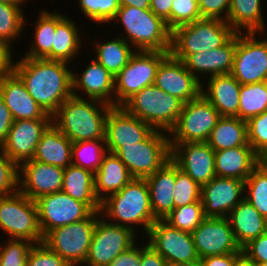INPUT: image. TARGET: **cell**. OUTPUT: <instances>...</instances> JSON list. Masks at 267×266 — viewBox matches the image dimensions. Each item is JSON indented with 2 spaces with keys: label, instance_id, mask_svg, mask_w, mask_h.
<instances>
[{
  "label": "cell",
  "instance_id": "e575fe53",
  "mask_svg": "<svg viewBox=\"0 0 267 266\" xmlns=\"http://www.w3.org/2000/svg\"><path fill=\"white\" fill-rule=\"evenodd\" d=\"M214 150L251 146L247 140V123L238 117L221 116L207 141Z\"/></svg>",
  "mask_w": 267,
  "mask_h": 266
},
{
  "label": "cell",
  "instance_id": "1f68e13d",
  "mask_svg": "<svg viewBox=\"0 0 267 266\" xmlns=\"http://www.w3.org/2000/svg\"><path fill=\"white\" fill-rule=\"evenodd\" d=\"M61 191L85 203L93 212H100L101 202L95 194V177L92 171L74 164L67 166Z\"/></svg>",
  "mask_w": 267,
  "mask_h": 266
},
{
  "label": "cell",
  "instance_id": "d6986e66",
  "mask_svg": "<svg viewBox=\"0 0 267 266\" xmlns=\"http://www.w3.org/2000/svg\"><path fill=\"white\" fill-rule=\"evenodd\" d=\"M154 84L184 104L198 98L202 91V83L186 69L183 61L170 53L160 62Z\"/></svg>",
  "mask_w": 267,
  "mask_h": 266
},
{
  "label": "cell",
  "instance_id": "9a60e30c",
  "mask_svg": "<svg viewBox=\"0 0 267 266\" xmlns=\"http://www.w3.org/2000/svg\"><path fill=\"white\" fill-rule=\"evenodd\" d=\"M148 245L158 252L167 263L199 262L192 234L174 228L164 220H156L146 235Z\"/></svg>",
  "mask_w": 267,
  "mask_h": 266
},
{
  "label": "cell",
  "instance_id": "c3c4849f",
  "mask_svg": "<svg viewBox=\"0 0 267 266\" xmlns=\"http://www.w3.org/2000/svg\"><path fill=\"white\" fill-rule=\"evenodd\" d=\"M19 167L0 148V196L18 191Z\"/></svg>",
  "mask_w": 267,
  "mask_h": 266
},
{
  "label": "cell",
  "instance_id": "be15d7a7",
  "mask_svg": "<svg viewBox=\"0 0 267 266\" xmlns=\"http://www.w3.org/2000/svg\"><path fill=\"white\" fill-rule=\"evenodd\" d=\"M29 0H0V2H4V3H12L15 5H23L24 3H26Z\"/></svg>",
  "mask_w": 267,
  "mask_h": 266
},
{
  "label": "cell",
  "instance_id": "ab89813d",
  "mask_svg": "<svg viewBox=\"0 0 267 266\" xmlns=\"http://www.w3.org/2000/svg\"><path fill=\"white\" fill-rule=\"evenodd\" d=\"M245 193L244 199L267 219V167L262 162L245 180Z\"/></svg>",
  "mask_w": 267,
  "mask_h": 266
},
{
  "label": "cell",
  "instance_id": "b9f144b4",
  "mask_svg": "<svg viewBox=\"0 0 267 266\" xmlns=\"http://www.w3.org/2000/svg\"><path fill=\"white\" fill-rule=\"evenodd\" d=\"M202 201L174 208L163 220L170 226L192 233L205 219Z\"/></svg>",
  "mask_w": 267,
  "mask_h": 266
},
{
  "label": "cell",
  "instance_id": "4316f807",
  "mask_svg": "<svg viewBox=\"0 0 267 266\" xmlns=\"http://www.w3.org/2000/svg\"><path fill=\"white\" fill-rule=\"evenodd\" d=\"M204 83L201 95L213 105L220 116L238 117L241 84L231 74L212 76L206 80V85Z\"/></svg>",
  "mask_w": 267,
  "mask_h": 266
},
{
  "label": "cell",
  "instance_id": "03108f58",
  "mask_svg": "<svg viewBox=\"0 0 267 266\" xmlns=\"http://www.w3.org/2000/svg\"><path fill=\"white\" fill-rule=\"evenodd\" d=\"M257 266H267V262H265V263H260V264H257Z\"/></svg>",
  "mask_w": 267,
  "mask_h": 266
},
{
  "label": "cell",
  "instance_id": "7402d4cb",
  "mask_svg": "<svg viewBox=\"0 0 267 266\" xmlns=\"http://www.w3.org/2000/svg\"><path fill=\"white\" fill-rule=\"evenodd\" d=\"M51 123L52 119L13 121L7 140L0 148L19 167L32 160L43 132Z\"/></svg>",
  "mask_w": 267,
  "mask_h": 266
},
{
  "label": "cell",
  "instance_id": "cb8c5ba5",
  "mask_svg": "<svg viewBox=\"0 0 267 266\" xmlns=\"http://www.w3.org/2000/svg\"><path fill=\"white\" fill-rule=\"evenodd\" d=\"M235 49L236 33L224 45L209 51L206 50L204 52L190 54L183 62L186 69L203 83L205 77L200 76H204L205 74L206 77L208 76L207 78L216 75L230 74L233 67Z\"/></svg>",
  "mask_w": 267,
  "mask_h": 266
},
{
  "label": "cell",
  "instance_id": "74e56055",
  "mask_svg": "<svg viewBox=\"0 0 267 266\" xmlns=\"http://www.w3.org/2000/svg\"><path fill=\"white\" fill-rule=\"evenodd\" d=\"M265 110H267V81L241 85L238 118L247 121Z\"/></svg>",
  "mask_w": 267,
  "mask_h": 266
},
{
  "label": "cell",
  "instance_id": "f546056e",
  "mask_svg": "<svg viewBox=\"0 0 267 266\" xmlns=\"http://www.w3.org/2000/svg\"><path fill=\"white\" fill-rule=\"evenodd\" d=\"M94 177L95 194L100 202L109 195L119 192L133 179L118 156L108 151L104 154L101 165L94 173Z\"/></svg>",
  "mask_w": 267,
  "mask_h": 266
},
{
  "label": "cell",
  "instance_id": "52a82bcc",
  "mask_svg": "<svg viewBox=\"0 0 267 266\" xmlns=\"http://www.w3.org/2000/svg\"><path fill=\"white\" fill-rule=\"evenodd\" d=\"M163 132L154 129L138 145H123L115 152L133 178H146L171 159L170 137Z\"/></svg>",
  "mask_w": 267,
  "mask_h": 266
},
{
  "label": "cell",
  "instance_id": "9f6ffc18",
  "mask_svg": "<svg viewBox=\"0 0 267 266\" xmlns=\"http://www.w3.org/2000/svg\"><path fill=\"white\" fill-rule=\"evenodd\" d=\"M13 118L10 110L5 105L3 98L0 96V147L5 143L9 130L13 124Z\"/></svg>",
  "mask_w": 267,
  "mask_h": 266
},
{
  "label": "cell",
  "instance_id": "91938a15",
  "mask_svg": "<svg viewBox=\"0 0 267 266\" xmlns=\"http://www.w3.org/2000/svg\"><path fill=\"white\" fill-rule=\"evenodd\" d=\"M120 6H133L139 9H150V0H119Z\"/></svg>",
  "mask_w": 267,
  "mask_h": 266
},
{
  "label": "cell",
  "instance_id": "44dd1931",
  "mask_svg": "<svg viewBox=\"0 0 267 266\" xmlns=\"http://www.w3.org/2000/svg\"><path fill=\"white\" fill-rule=\"evenodd\" d=\"M65 168L37 160L19 166L18 190L33 201L41 196L60 192Z\"/></svg>",
  "mask_w": 267,
  "mask_h": 266
},
{
  "label": "cell",
  "instance_id": "d6a6232c",
  "mask_svg": "<svg viewBox=\"0 0 267 266\" xmlns=\"http://www.w3.org/2000/svg\"><path fill=\"white\" fill-rule=\"evenodd\" d=\"M77 24L68 16L57 13L56 31L53 34V45L51 49V60L71 63L81 53V36Z\"/></svg>",
  "mask_w": 267,
  "mask_h": 266
},
{
  "label": "cell",
  "instance_id": "8d00e7d4",
  "mask_svg": "<svg viewBox=\"0 0 267 266\" xmlns=\"http://www.w3.org/2000/svg\"><path fill=\"white\" fill-rule=\"evenodd\" d=\"M54 12V13H53ZM42 10L35 21L34 41L23 57L45 58L51 60V49L53 45V34L56 31V10Z\"/></svg>",
  "mask_w": 267,
  "mask_h": 266
},
{
  "label": "cell",
  "instance_id": "7a4b0ae2",
  "mask_svg": "<svg viewBox=\"0 0 267 266\" xmlns=\"http://www.w3.org/2000/svg\"><path fill=\"white\" fill-rule=\"evenodd\" d=\"M84 96H70L52 115V123L74 142L105 140L106 119L112 106Z\"/></svg>",
  "mask_w": 267,
  "mask_h": 266
},
{
  "label": "cell",
  "instance_id": "ac0fdd59",
  "mask_svg": "<svg viewBox=\"0 0 267 266\" xmlns=\"http://www.w3.org/2000/svg\"><path fill=\"white\" fill-rule=\"evenodd\" d=\"M154 129L130 114L123 106H112L106 119L105 144L115 153L123 145H138Z\"/></svg>",
  "mask_w": 267,
  "mask_h": 266
},
{
  "label": "cell",
  "instance_id": "5bb4252c",
  "mask_svg": "<svg viewBox=\"0 0 267 266\" xmlns=\"http://www.w3.org/2000/svg\"><path fill=\"white\" fill-rule=\"evenodd\" d=\"M43 237L52 229L86 219L93 211L64 192H55L35 200Z\"/></svg>",
  "mask_w": 267,
  "mask_h": 266
},
{
  "label": "cell",
  "instance_id": "d4e9b609",
  "mask_svg": "<svg viewBox=\"0 0 267 266\" xmlns=\"http://www.w3.org/2000/svg\"><path fill=\"white\" fill-rule=\"evenodd\" d=\"M73 72V95L80 97V92L88 96V99H94L114 106V80L115 77L107 71L95 59L85 67L81 74Z\"/></svg>",
  "mask_w": 267,
  "mask_h": 266
},
{
  "label": "cell",
  "instance_id": "681fc988",
  "mask_svg": "<svg viewBox=\"0 0 267 266\" xmlns=\"http://www.w3.org/2000/svg\"><path fill=\"white\" fill-rule=\"evenodd\" d=\"M26 266H70L57 253L51 251L45 244L39 243L29 251Z\"/></svg>",
  "mask_w": 267,
  "mask_h": 266
},
{
  "label": "cell",
  "instance_id": "60d3db41",
  "mask_svg": "<svg viewBox=\"0 0 267 266\" xmlns=\"http://www.w3.org/2000/svg\"><path fill=\"white\" fill-rule=\"evenodd\" d=\"M106 152L105 140L74 142L72 144V164L95 173Z\"/></svg>",
  "mask_w": 267,
  "mask_h": 266
},
{
  "label": "cell",
  "instance_id": "8992f818",
  "mask_svg": "<svg viewBox=\"0 0 267 266\" xmlns=\"http://www.w3.org/2000/svg\"><path fill=\"white\" fill-rule=\"evenodd\" d=\"M183 104L153 84L136 93L123 107L153 129L169 133L178 121Z\"/></svg>",
  "mask_w": 267,
  "mask_h": 266
},
{
  "label": "cell",
  "instance_id": "ffe728a7",
  "mask_svg": "<svg viewBox=\"0 0 267 266\" xmlns=\"http://www.w3.org/2000/svg\"><path fill=\"white\" fill-rule=\"evenodd\" d=\"M245 195V181L214 177L202 186L201 201L205 217H227Z\"/></svg>",
  "mask_w": 267,
  "mask_h": 266
},
{
  "label": "cell",
  "instance_id": "e7e4bbea",
  "mask_svg": "<svg viewBox=\"0 0 267 266\" xmlns=\"http://www.w3.org/2000/svg\"><path fill=\"white\" fill-rule=\"evenodd\" d=\"M261 162L267 167V154L261 158Z\"/></svg>",
  "mask_w": 267,
  "mask_h": 266
},
{
  "label": "cell",
  "instance_id": "6125c7cd",
  "mask_svg": "<svg viewBox=\"0 0 267 266\" xmlns=\"http://www.w3.org/2000/svg\"><path fill=\"white\" fill-rule=\"evenodd\" d=\"M167 266H200L199 262H171Z\"/></svg>",
  "mask_w": 267,
  "mask_h": 266
},
{
  "label": "cell",
  "instance_id": "2e32d148",
  "mask_svg": "<svg viewBox=\"0 0 267 266\" xmlns=\"http://www.w3.org/2000/svg\"><path fill=\"white\" fill-rule=\"evenodd\" d=\"M199 258L242 253L227 217H206L191 233Z\"/></svg>",
  "mask_w": 267,
  "mask_h": 266
},
{
  "label": "cell",
  "instance_id": "f6af8a7d",
  "mask_svg": "<svg viewBox=\"0 0 267 266\" xmlns=\"http://www.w3.org/2000/svg\"><path fill=\"white\" fill-rule=\"evenodd\" d=\"M34 243L28 240L8 239L0 244V266H26Z\"/></svg>",
  "mask_w": 267,
  "mask_h": 266
},
{
  "label": "cell",
  "instance_id": "6da1fadb",
  "mask_svg": "<svg viewBox=\"0 0 267 266\" xmlns=\"http://www.w3.org/2000/svg\"><path fill=\"white\" fill-rule=\"evenodd\" d=\"M13 71L24 82L30 96L49 115L73 95V71L67 62L22 57Z\"/></svg>",
  "mask_w": 267,
  "mask_h": 266
},
{
  "label": "cell",
  "instance_id": "f5cc1de1",
  "mask_svg": "<svg viewBox=\"0 0 267 266\" xmlns=\"http://www.w3.org/2000/svg\"><path fill=\"white\" fill-rule=\"evenodd\" d=\"M137 246V247H136ZM141 246L136 243L119 254L108 266H140Z\"/></svg>",
  "mask_w": 267,
  "mask_h": 266
},
{
  "label": "cell",
  "instance_id": "836d02e7",
  "mask_svg": "<svg viewBox=\"0 0 267 266\" xmlns=\"http://www.w3.org/2000/svg\"><path fill=\"white\" fill-rule=\"evenodd\" d=\"M262 5V0H230L226 22L236 33H266Z\"/></svg>",
  "mask_w": 267,
  "mask_h": 266
},
{
  "label": "cell",
  "instance_id": "f1b7e54d",
  "mask_svg": "<svg viewBox=\"0 0 267 266\" xmlns=\"http://www.w3.org/2000/svg\"><path fill=\"white\" fill-rule=\"evenodd\" d=\"M72 141L53 123L43 132L32 160L66 168L72 164Z\"/></svg>",
  "mask_w": 267,
  "mask_h": 266
},
{
  "label": "cell",
  "instance_id": "5b68a950",
  "mask_svg": "<svg viewBox=\"0 0 267 266\" xmlns=\"http://www.w3.org/2000/svg\"><path fill=\"white\" fill-rule=\"evenodd\" d=\"M236 32L224 20L202 18L171 32L170 54L183 61L188 55L224 45Z\"/></svg>",
  "mask_w": 267,
  "mask_h": 266
},
{
  "label": "cell",
  "instance_id": "30bf717a",
  "mask_svg": "<svg viewBox=\"0 0 267 266\" xmlns=\"http://www.w3.org/2000/svg\"><path fill=\"white\" fill-rule=\"evenodd\" d=\"M169 52L136 50L115 76L114 106H123L143 88L153 85L157 68Z\"/></svg>",
  "mask_w": 267,
  "mask_h": 266
},
{
  "label": "cell",
  "instance_id": "7c38bea8",
  "mask_svg": "<svg viewBox=\"0 0 267 266\" xmlns=\"http://www.w3.org/2000/svg\"><path fill=\"white\" fill-rule=\"evenodd\" d=\"M256 34L236 33V49L230 74L241 84L267 81V39Z\"/></svg>",
  "mask_w": 267,
  "mask_h": 266
},
{
  "label": "cell",
  "instance_id": "11a10c76",
  "mask_svg": "<svg viewBox=\"0 0 267 266\" xmlns=\"http://www.w3.org/2000/svg\"><path fill=\"white\" fill-rule=\"evenodd\" d=\"M140 266H167V261L151 246L142 244Z\"/></svg>",
  "mask_w": 267,
  "mask_h": 266
},
{
  "label": "cell",
  "instance_id": "bcb514c9",
  "mask_svg": "<svg viewBox=\"0 0 267 266\" xmlns=\"http://www.w3.org/2000/svg\"><path fill=\"white\" fill-rule=\"evenodd\" d=\"M247 123V140L254 152L262 158L267 154V110L251 117Z\"/></svg>",
  "mask_w": 267,
  "mask_h": 266
},
{
  "label": "cell",
  "instance_id": "4fadbf2b",
  "mask_svg": "<svg viewBox=\"0 0 267 266\" xmlns=\"http://www.w3.org/2000/svg\"><path fill=\"white\" fill-rule=\"evenodd\" d=\"M136 232L132 229L109 223L102 217L97 219L88 255L83 265L108 266L119 254L136 242Z\"/></svg>",
  "mask_w": 267,
  "mask_h": 266
},
{
  "label": "cell",
  "instance_id": "e0dca14e",
  "mask_svg": "<svg viewBox=\"0 0 267 266\" xmlns=\"http://www.w3.org/2000/svg\"><path fill=\"white\" fill-rule=\"evenodd\" d=\"M171 159L201 187L209 183L215 172V151L207 142L170 143Z\"/></svg>",
  "mask_w": 267,
  "mask_h": 266
},
{
  "label": "cell",
  "instance_id": "d590c367",
  "mask_svg": "<svg viewBox=\"0 0 267 266\" xmlns=\"http://www.w3.org/2000/svg\"><path fill=\"white\" fill-rule=\"evenodd\" d=\"M95 60L99 62L114 77L128 63L131 55L136 51L125 39L117 36L108 41L96 42Z\"/></svg>",
  "mask_w": 267,
  "mask_h": 266
},
{
  "label": "cell",
  "instance_id": "277c9868",
  "mask_svg": "<svg viewBox=\"0 0 267 266\" xmlns=\"http://www.w3.org/2000/svg\"><path fill=\"white\" fill-rule=\"evenodd\" d=\"M123 24L122 37L134 49L143 51H170L171 31L166 23L150 9L120 6L113 22Z\"/></svg>",
  "mask_w": 267,
  "mask_h": 266
},
{
  "label": "cell",
  "instance_id": "7bdbcfd3",
  "mask_svg": "<svg viewBox=\"0 0 267 266\" xmlns=\"http://www.w3.org/2000/svg\"><path fill=\"white\" fill-rule=\"evenodd\" d=\"M82 14L98 25L112 23L120 8L119 0H78Z\"/></svg>",
  "mask_w": 267,
  "mask_h": 266
},
{
  "label": "cell",
  "instance_id": "4dcf8cb0",
  "mask_svg": "<svg viewBox=\"0 0 267 266\" xmlns=\"http://www.w3.org/2000/svg\"><path fill=\"white\" fill-rule=\"evenodd\" d=\"M236 242L242 248L251 239L267 232L264 218L246 199H243L227 216Z\"/></svg>",
  "mask_w": 267,
  "mask_h": 266
},
{
  "label": "cell",
  "instance_id": "f907efd6",
  "mask_svg": "<svg viewBox=\"0 0 267 266\" xmlns=\"http://www.w3.org/2000/svg\"><path fill=\"white\" fill-rule=\"evenodd\" d=\"M201 18L227 21L230 0H199Z\"/></svg>",
  "mask_w": 267,
  "mask_h": 266
},
{
  "label": "cell",
  "instance_id": "8fae6325",
  "mask_svg": "<svg viewBox=\"0 0 267 266\" xmlns=\"http://www.w3.org/2000/svg\"><path fill=\"white\" fill-rule=\"evenodd\" d=\"M220 117L204 96L188 101L183 104L177 123L168 133L170 143L207 142Z\"/></svg>",
  "mask_w": 267,
  "mask_h": 266
},
{
  "label": "cell",
  "instance_id": "7dc6e473",
  "mask_svg": "<svg viewBox=\"0 0 267 266\" xmlns=\"http://www.w3.org/2000/svg\"><path fill=\"white\" fill-rule=\"evenodd\" d=\"M199 4L194 0H173L171 8V32L179 26L200 20Z\"/></svg>",
  "mask_w": 267,
  "mask_h": 266
},
{
  "label": "cell",
  "instance_id": "603a6c76",
  "mask_svg": "<svg viewBox=\"0 0 267 266\" xmlns=\"http://www.w3.org/2000/svg\"><path fill=\"white\" fill-rule=\"evenodd\" d=\"M0 96L16 120L52 119L41 106L30 96L24 82L14 72L0 78Z\"/></svg>",
  "mask_w": 267,
  "mask_h": 266
},
{
  "label": "cell",
  "instance_id": "9c48e42d",
  "mask_svg": "<svg viewBox=\"0 0 267 266\" xmlns=\"http://www.w3.org/2000/svg\"><path fill=\"white\" fill-rule=\"evenodd\" d=\"M101 212H92L86 219L49 231L43 238L51 251L57 253L70 266L85 263L93 231Z\"/></svg>",
  "mask_w": 267,
  "mask_h": 266
},
{
  "label": "cell",
  "instance_id": "94428289",
  "mask_svg": "<svg viewBox=\"0 0 267 266\" xmlns=\"http://www.w3.org/2000/svg\"><path fill=\"white\" fill-rule=\"evenodd\" d=\"M234 266H257V264L250 260L244 253H241L236 259Z\"/></svg>",
  "mask_w": 267,
  "mask_h": 266
},
{
  "label": "cell",
  "instance_id": "816d5d0a",
  "mask_svg": "<svg viewBox=\"0 0 267 266\" xmlns=\"http://www.w3.org/2000/svg\"><path fill=\"white\" fill-rule=\"evenodd\" d=\"M242 253L256 264L267 262V232L251 239L242 247Z\"/></svg>",
  "mask_w": 267,
  "mask_h": 266
},
{
  "label": "cell",
  "instance_id": "ee69618b",
  "mask_svg": "<svg viewBox=\"0 0 267 266\" xmlns=\"http://www.w3.org/2000/svg\"><path fill=\"white\" fill-rule=\"evenodd\" d=\"M201 192L202 187L176 164V183L173 193L174 208L200 201Z\"/></svg>",
  "mask_w": 267,
  "mask_h": 266
},
{
  "label": "cell",
  "instance_id": "83f0119b",
  "mask_svg": "<svg viewBox=\"0 0 267 266\" xmlns=\"http://www.w3.org/2000/svg\"><path fill=\"white\" fill-rule=\"evenodd\" d=\"M261 163L251 146H239L215 151V172L218 177L245 181Z\"/></svg>",
  "mask_w": 267,
  "mask_h": 266
},
{
  "label": "cell",
  "instance_id": "db71d44e",
  "mask_svg": "<svg viewBox=\"0 0 267 266\" xmlns=\"http://www.w3.org/2000/svg\"><path fill=\"white\" fill-rule=\"evenodd\" d=\"M173 0H150V10L161 18L171 31V8Z\"/></svg>",
  "mask_w": 267,
  "mask_h": 266
},
{
  "label": "cell",
  "instance_id": "f35d334b",
  "mask_svg": "<svg viewBox=\"0 0 267 266\" xmlns=\"http://www.w3.org/2000/svg\"><path fill=\"white\" fill-rule=\"evenodd\" d=\"M23 12L21 5L0 2V40L11 47L13 41L21 37L20 34L28 22Z\"/></svg>",
  "mask_w": 267,
  "mask_h": 266
},
{
  "label": "cell",
  "instance_id": "ba28073f",
  "mask_svg": "<svg viewBox=\"0 0 267 266\" xmlns=\"http://www.w3.org/2000/svg\"><path fill=\"white\" fill-rule=\"evenodd\" d=\"M0 228L9 238L43 243L36 202L19 190L0 196Z\"/></svg>",
  "mask_w": 267,
  "mask_h": 266
},
{
  "label": "cell",
  "instance_id": "6f0895ef",
  "mask_svg": "<svg viewBox=\"0 0 267 266\" xmlns=\"http://www.w3.org/2000/svg\"><path fill=\"white\" fill-rule=\"evenodd\" d=\"M12 47L0 40V78L13 71Z\"/></svg>",
  "mask_w": 267,
  "mask_h": 266
},
{
  "label": "cell",
  "instance_id": "484cf974",
  "mask_svg": "<svg viewBox=\"0 0 267 266\" xmlns=\"http://www.w3.org/2000/svg\"><path fill=\"white\" fill-rule=\"evenodd\" d=\"M150 205L156 220H163L174 209L176 163L170 159L154 174L145 178Z\"/></svg>",
  "mask_w": 267,
  "mask_h": 266
},
{
  "label": "cell",
  "instance_id": "680465c9",
  "mask_svg": "<svg viewBox=\"0 0 267 266\" xmlns=\"http://www.w3.org/2000/svg\"><path fill=\"white\" fill-rule=\"evenodd\" d=\"M241 253H228L223 255L208 256L199 260L200 266H234L235 259Z\"/></svg>",
  "mask_w": 267,
  "mask_h": 266
},
{
  "label": "cell",
  "instance_id": "3957f363",
  "mask_svg": "<svg viewBox=\"0 0 267 266\" xmlns=\"http://www.w3.org/2000/svg\"><path fill=\"white\" fill-rule=\"evenodd\" d=\"M100 212L109 223L128 227L136 233L135 226L139 224L146 235L156 221L145 178H133L119 192L109 195L101 202Z\"/></svg>",
  "mask_w": 267,
  "mask_h": 266
}]
</instances>
